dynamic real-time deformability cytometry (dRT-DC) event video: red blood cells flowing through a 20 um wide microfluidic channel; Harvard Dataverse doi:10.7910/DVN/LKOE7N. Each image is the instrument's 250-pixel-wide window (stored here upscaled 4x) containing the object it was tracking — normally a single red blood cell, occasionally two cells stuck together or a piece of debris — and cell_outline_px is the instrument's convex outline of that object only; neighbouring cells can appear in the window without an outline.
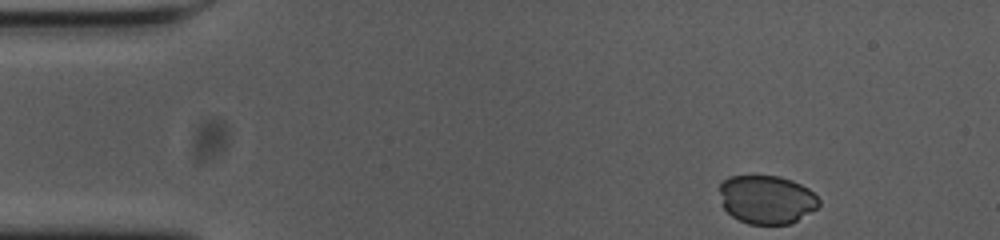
{"species": "common noctule bat (a hibernating species)", "species_latin": "Nyctalus noctula", "temperature_condition": "cold", "stored_images_in_passage": 40, "camera_frame_rate_fps": 3000, "um_per_image_px": 0.085, "animal": {"sex": "female", "body_mass_g": 23.0, "forearm_length_mm": 53.4}, "frame": {"image": 1, "passage_image": 1, "time_ms": 0.0, "image_size_px": [1000, 240], "cell_outline_px": [[820, 204], [816, 208], [796, 220], [788, 224], [748, 224], [732, 216], [724, 208], [720, 192], [720, 184], [728, 176], [780, 176], [792, 180], [808, 188], [820, 200]], "centroid_in_image_um": [65.16, 16.95], "position_along_channel_um": 19.8, "area_um2": 27.86}}
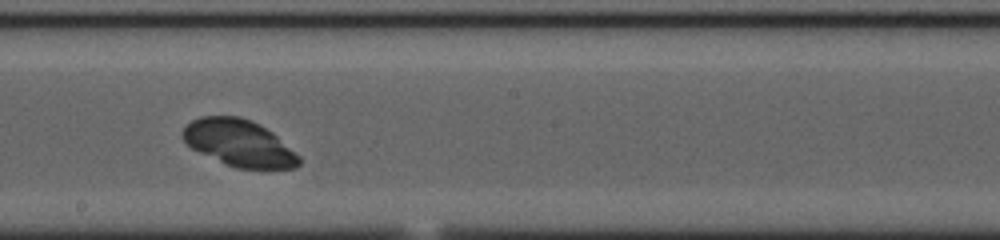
{"frame": {"image": 2, "passage_image": 25, "time_ms": 8.0, "image_size_px": [1000, 240], "cell_outline_px": [[300, 164], [296, 168], [236, 168], [200, 152], [192, 148], [180, 136], [180, 132], [192, 120], [200, 116], [240, 116], [252, 120], [260, 124], [272, 132], [300, 156]], "centroid_in_image_um": [20.32, 12.14], "position_along_channel_um": 227.9, "area_um2": 31.44}}
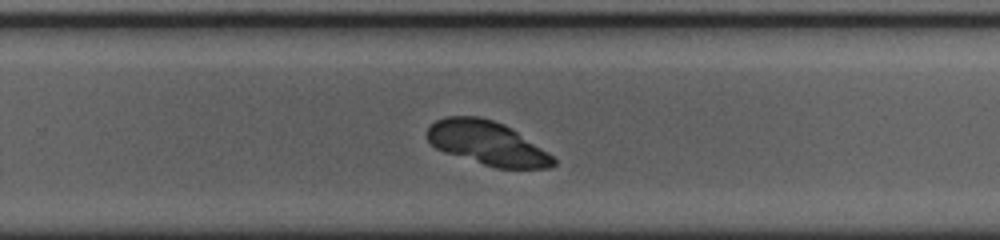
{"frame": {"image": 3, "passage_image": 30, "time_ms": 9.667, "image_size_px": [1000, 240], "cell_outline_px": [[556, 164], [552, 168], [496, 168], [444, 152], [436, 148], [428, 140], [428, 128], [436, 120], [444, 116], [480, 116], [504, 124], [512, 128], [548, 152], [556, 160]], "centroid_in_image_um": [41.43, 12.16], "position_along_channel_um": 288.4, "area_um2": 32.19}}